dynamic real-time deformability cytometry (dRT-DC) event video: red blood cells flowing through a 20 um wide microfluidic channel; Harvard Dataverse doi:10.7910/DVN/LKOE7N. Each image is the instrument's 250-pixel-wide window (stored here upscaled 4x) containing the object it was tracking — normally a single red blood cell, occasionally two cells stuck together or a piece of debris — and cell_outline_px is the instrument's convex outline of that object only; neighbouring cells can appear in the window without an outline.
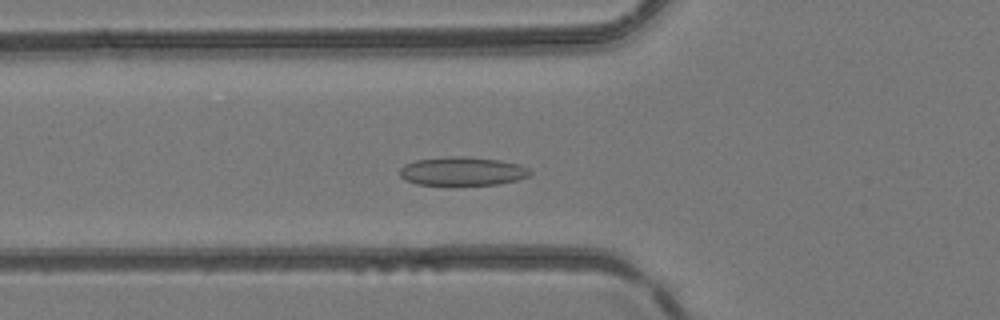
{"species": "common noctule bat (a hibernating species)", "species_latin": "Nyctalus noctula", "temperature_condition": "room temperature", "stored_images_in_passage": 35, "camera_frame_rate_fps": 3000, "um_per_image_px": 0.085, "animal": {"sex": "female", "body_mass_g": 24.6, "forearm_length_mm": 56.2}, "frame": {"image": 1, "passage_image": 7, "time_ms": 2.0, "image_size_px": [1000, 320], "cell_outline_px": [[532, 172], [528, 176], [516, 180], [496, 184], [416, 184], [404, 180], [400, 176], [400, 168], [404, 164], [416, 160], [444, 156], [468, 156], [500, 160], [520, 164], [528, 168]], "centroid_in_image_um": [39.28, 14.53], "position_along_channel_um": 86.5, "area_um2": 21.73}}
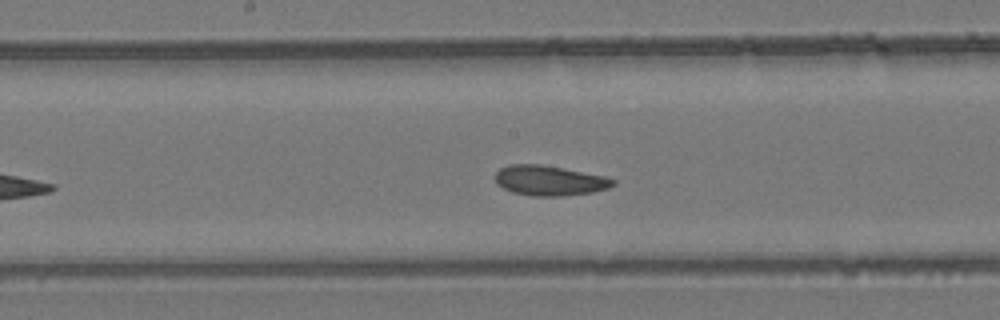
{"frame": {"image": 2, "passage_image": 15, "time_ms": 4.667, "image_size_px": [1000, 320], "cell_outline_px": [[616, 184], [608, 188], [592, 192], [564, 196], [532, 196], [512, 192], [496, 184], [496, 172], [500, 168], [508, 164], [540, 164], [564, 168], [604, 176], [616, 180]], "centroid_in_image_um": [46.7, 15.34], "position_along_channel_um": 201.5, "area_um2": 20.69}}
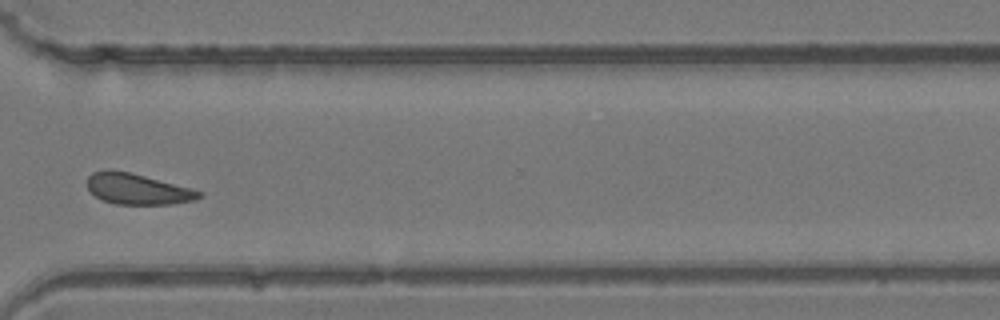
{"frame": {"image": 3, "passage_image": 26, "time_ms": 8.333, "image_size_px": [1000, 320], "cell_outline_px": [[204, 196], [196, 200], [172, 204], [116, 204], [104, 200], [96, 196], [88, 188], [88, 176], [92, 172], [108, 168], [112, 168], [192, 188], [204, 192]], "centroid_in_image_um": [11.72, 16.05], "position_along_channel_um": 358.9, "area_um2": 20.17}}